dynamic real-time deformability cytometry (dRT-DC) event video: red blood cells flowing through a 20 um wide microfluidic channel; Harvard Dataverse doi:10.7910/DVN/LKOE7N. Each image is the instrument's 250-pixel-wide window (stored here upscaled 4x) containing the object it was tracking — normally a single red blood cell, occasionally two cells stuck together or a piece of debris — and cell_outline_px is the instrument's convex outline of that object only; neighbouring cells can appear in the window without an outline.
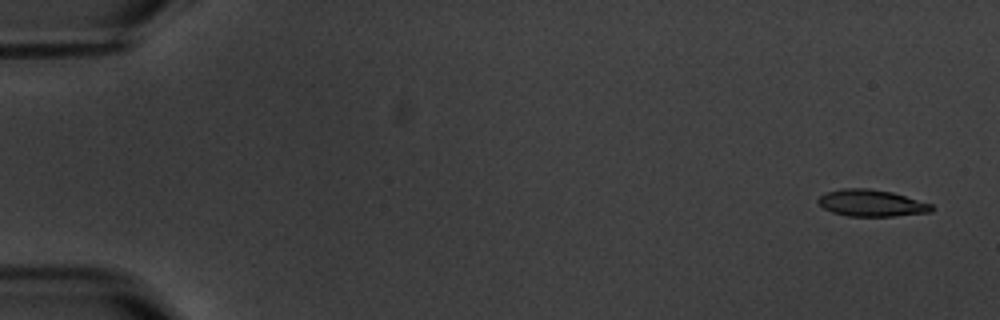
{"species": "common noctule bat (a hibernating species)", "species_latin": "Nyctalus noctula", "temperature_condition": "warm", "stored_images_in_passage": 5, "camera_frame_rate_fps": 3000, "um_per_image_px": 0.085, "animal": {"sex": "male", "body_mass_g": 20.1, "forearm_length_mm": 53.5}, "frame": {"image": 1, "passage_image": 1, "time_ms": 0.0, "image_size_px": [1000, 320], "cell_outline_px": [[932, 212], [892, 216], [848, 216], [832, 212], [824, 208], [816, 200], [820, 196], [828, 192], [844, 188], [868, 188], [892, 192], [932, 204]], "centroid_in_image_um": [74.07, 17.26], "position_along_channel_um": 10.9, "area_um2": 17.51}}
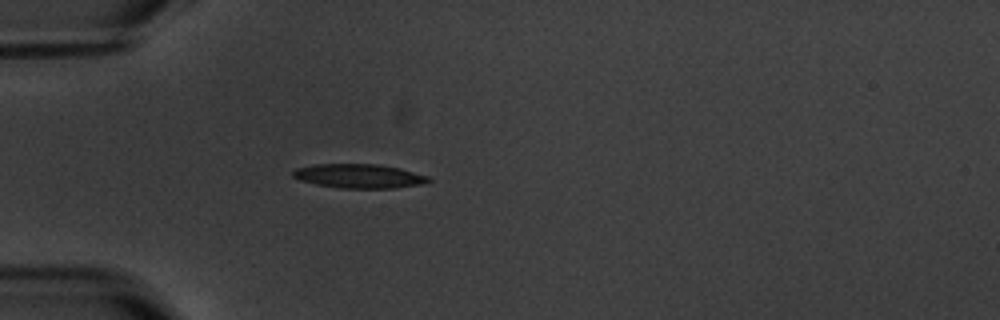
{"frame": {"image": 2, "passage_image": 5, "time_ms": 5.0, "image_size_px": [1000, 320], "cell_outline_px": [[432, 180], [420, 184], [392, 188], [340, 188], [316, 184], [300, 180], [292, 176], [292, 172], [296, 168], [312, 164], [376, 164], [400, 168], [428, 176]], "centroid_in_image_um": [30.48, 14.96], "position_along_channel_um": 54.5, "area_um2": 18.96}}